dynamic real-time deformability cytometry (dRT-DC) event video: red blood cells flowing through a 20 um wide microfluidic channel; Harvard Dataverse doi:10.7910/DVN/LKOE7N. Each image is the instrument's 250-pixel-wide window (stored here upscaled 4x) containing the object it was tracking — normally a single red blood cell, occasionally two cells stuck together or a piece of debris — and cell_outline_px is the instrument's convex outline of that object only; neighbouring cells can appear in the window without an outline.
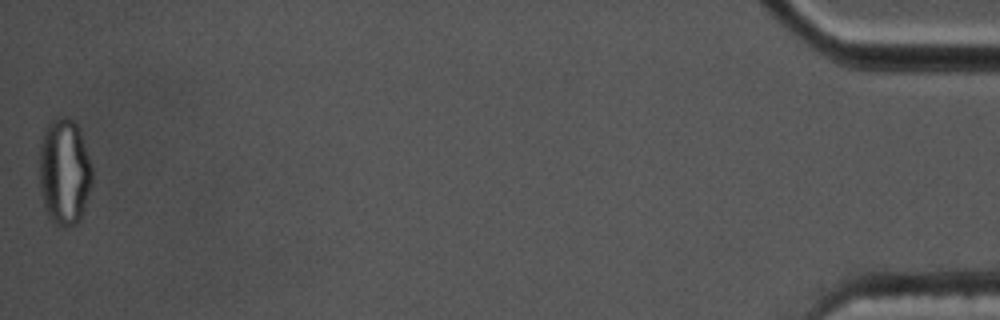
{"species": "common noctule bat (a hibernating species)", "species_latin": "Nyctalus noctula", "temperature_condition": "cold", "stored_images_in_passage": 57, "segment_of_instrument_passage": [2, 2], "camera_frame_rate_fps": 3000, "um_per_image_px": 0.085, "animal": {"sex": "male", "body_mass_g": 17.5, "forearm_length_mm": 52.3}, "frame": {"image": 1, "passage_image": 57, "time_ms": 18.667, "image_size_px": [1000, 320], "cell_outline_px": [[92, 184], [80, 220], [76, 224], [64, 228], [60, 228], [52, 224], [44, 208], [40, 188], [40, 144], [44, 132], [48, 124], [56, 116], [64, 116], [72, 120], [80, 128], [92, 168]], "centroid_in_image_um": [5.47, 14.64], "position_along_channel_um": 429.7, "area_um2": 33.23}}